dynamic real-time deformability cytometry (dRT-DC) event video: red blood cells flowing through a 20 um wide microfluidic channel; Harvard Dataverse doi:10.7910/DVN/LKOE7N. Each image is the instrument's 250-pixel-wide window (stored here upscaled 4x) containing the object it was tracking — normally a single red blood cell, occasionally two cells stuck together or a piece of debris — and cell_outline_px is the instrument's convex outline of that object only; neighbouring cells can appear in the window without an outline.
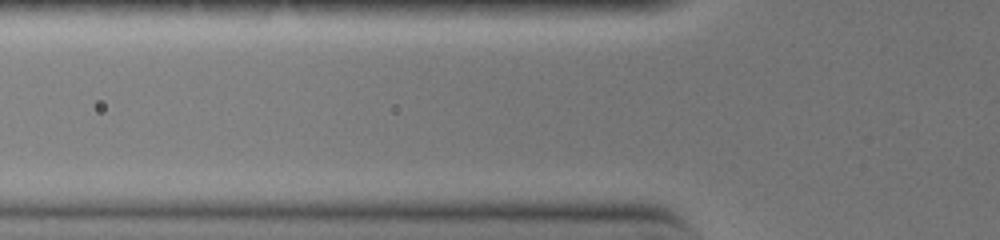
{"species": "common noctule bat (a hibernating species)", "species_latin": "Nyctalus noctula", "temperature_condition": "warm", "stored_images_in_passage": 3, "camera_frame_rate_fps": 3000, "um_per_image_px": 0.085, "animal": {"sex": "female", "body_mass_g": 19.0, "forearm_length_mm": 51.5}, "frame": {"image": 1, "passage_image": 2, "time_ms": 0.333, "image_size_px": [1000, 240], "cell_outline_px": [[264, 160], [260, 164], [204, 168], [100, 168], [84, 164], [76, 160], [76, 156], [244, 152]], "centroid_in_image_um": [14.54, 13.65], "position_along_channel_um": 111.3, "area_um2": 17.17}}